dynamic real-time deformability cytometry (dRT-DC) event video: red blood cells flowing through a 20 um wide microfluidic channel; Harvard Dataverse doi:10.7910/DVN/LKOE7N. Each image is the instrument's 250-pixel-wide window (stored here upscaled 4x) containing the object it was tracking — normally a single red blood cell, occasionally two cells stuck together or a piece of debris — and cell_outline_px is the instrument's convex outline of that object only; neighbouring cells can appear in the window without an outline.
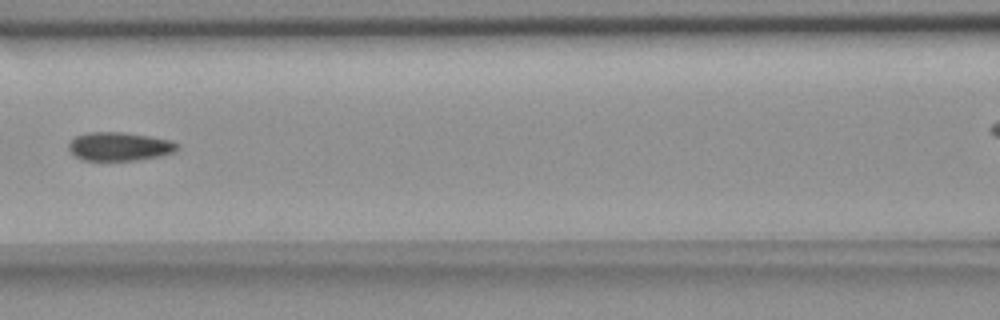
{"species": "common noctule bat (a hibernating species)", "species_latin": "Nyctalus noctula", "temperature_condition": "room temperature", "stored_images_in_passage": 7, "camera_frame_rate_fps": 3000, "um_per_image_px": 0.085, "animal": {"sex": "female", "body_mass_g": 18.4}, "frame": {"image": 1, "passage_image": 4, "time_ms": 1.0, "image_size_px": [1000, 320], "cell_outline_px": [[180, 148], [176, 152], [160, 156], [136, 160], [84, 160], [76, 156], [68, 148], [68, 144], [76, 136], [88, 132], [120, 132], [148, 136], [172, 140], [180, 144]], "centroid_in_image_um": [10.21, 12.45], "position_along_channel_um": 156.4, "area_um2": 18.09}}
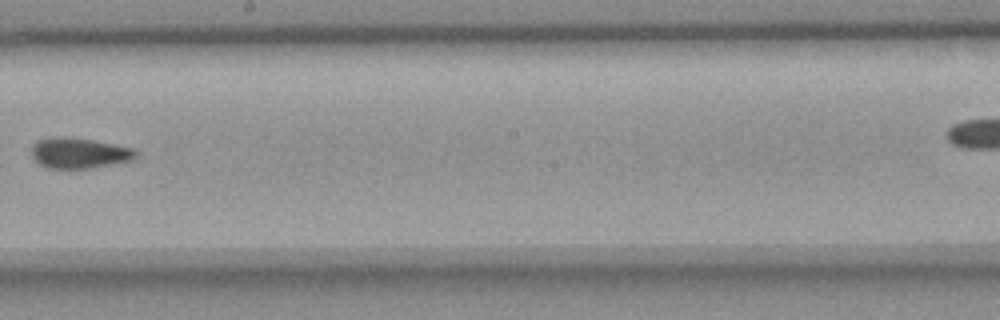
{"frame": {"image": 2, "passage_image": 6, "time_ms": 1.667, "image_size_px": [1000, 320], "cell_outline_px": [[136, 156], [132, 160], [92, 168], [48, 168], [40, 164], [32, 156], [32, 144], [36, 140], [48, 136], [64, 136], [92, 140], [132, 148], [136, 152]], "centroid_in_image_um": [6.67, 12.99], "position_along_channel_um": 241.5, "area_um2": 18.55}}
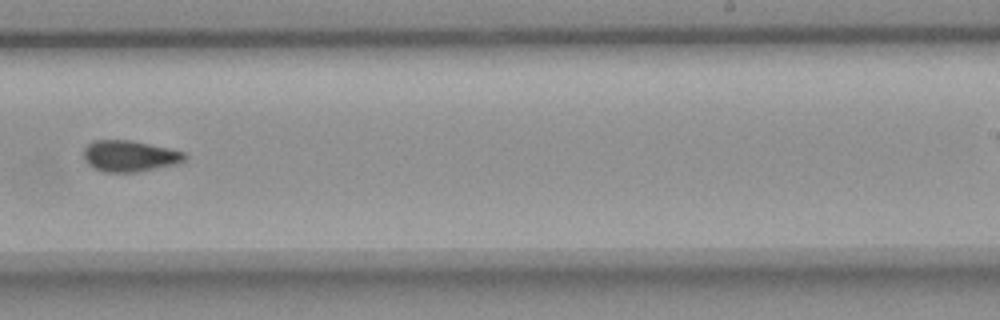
{"frame": {"image": 3, "passage_image": 7, "time_ms": 2.0, "image_size_px": [1000, 320], "cell_outline_px": [[188, 156], [184, 160], [176, 164], [136, 172], [104, 172], [92, 168], [84, 160], [84, 148], [88, 144], [96, 140], [132, 140], [168, 148], [184, 152]], "centroid_in_image_um": [11.0, 13.26], "position_along_channel_um": 278.0, "area_um2": 18.38}}